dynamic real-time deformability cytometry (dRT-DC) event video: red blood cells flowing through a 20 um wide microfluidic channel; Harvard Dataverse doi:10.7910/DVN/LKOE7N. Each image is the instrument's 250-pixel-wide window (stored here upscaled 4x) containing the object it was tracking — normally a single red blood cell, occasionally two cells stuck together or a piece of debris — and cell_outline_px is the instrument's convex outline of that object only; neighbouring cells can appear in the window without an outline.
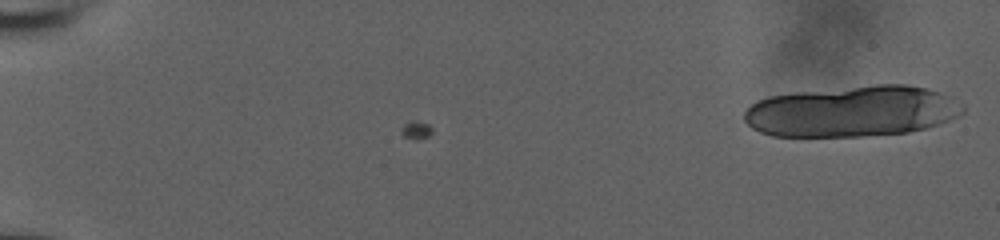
{"species": "human", "species_latin": "Homo sapiens", "temperature_condition": "room temperature", "stored_images_in_passage": 21, "camera_frame_rate_fps": 3000, "um_per_image_px": 0.085, "donor": {"sex": "male"}, "frame": {"image": 1, "passage_image": 2, "time_ms": 0.333, "image_size_px": [1000, 240], "cell_outline_px": [[964, 112], [960, 116], [924, 128], [908, 132], [860, 136], [772, 136], [760, 132], [752, 128], [744, 120], [744, 112], [756, 100], [768, 96], [876, 84], [904, 84], [928, 88], [940, 92], [964, 104]], "centroid_in_image_um": [72.45, 9.46], "position_along_channel_um": 12.5, "area_um2": 64.68}}